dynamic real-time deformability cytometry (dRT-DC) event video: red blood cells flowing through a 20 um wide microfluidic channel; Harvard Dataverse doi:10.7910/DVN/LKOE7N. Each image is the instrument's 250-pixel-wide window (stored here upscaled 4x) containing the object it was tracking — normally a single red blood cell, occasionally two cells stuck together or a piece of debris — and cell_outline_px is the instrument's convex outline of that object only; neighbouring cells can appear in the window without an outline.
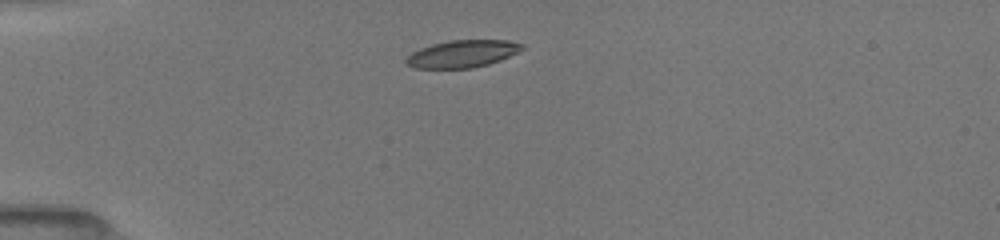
{"species": "common noctule bat (a hibernating species)", "species_latin": "Nyctalus noctula", "temperature_condition": "room temperature", "stored_images_in_passage": 12, "camera_frame_rate_fps": 3000, "um_per_image_px": 0.085, "animal": {"sex": "female", "body_mass_g": 19.5, "forearm_length_mm": 54.1}, "frame": {"image": 1, "passage_image": 1, "time_ms": 0.0, "image_size_px": [1000, 240], "cell_outline_px": [[524, 48], [500, 60], [488, 64], [472, 68], [416, 68], [408, 64], [404, 60], [412, 52], [420, 48], [432, 44], [448, 40], [508, 40], [524, 44]], "centroid_in_image_um": [39.3, 4.56], "position_along_channel_um": 45.7, "area_um2": 18.32}}
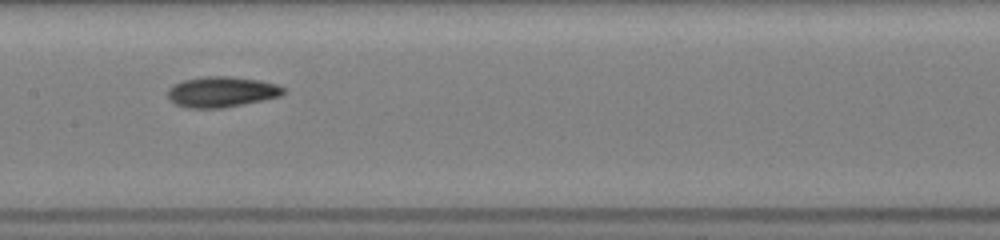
{"frame": {"image": 2, "passage_image": 5, "time_ms": 4.333, "image_size_px": [1000, 240], "cell_outline_px": [[288, 92], [280, 96], [264, 100], [220, 108], [188, 108], [176, 104], [168, 100], [168, 88], [172, 84], [180, 80], [204, 76], [228, 76], [260, 80], [276, 84], [284, 88]], "centroid_in_image_um": [18.81, 7.8], "position_along_channel_um": 188.6, "area_um2": 20.87}}
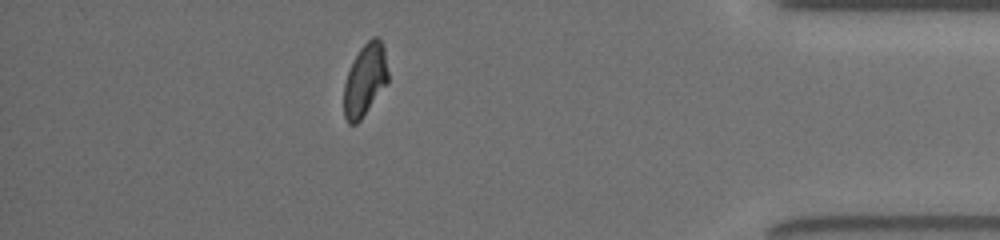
{"frame": {"image": 3, "passage_image": 11, "time_ms": 10.667, "image_size_px": [1000, 240], "cell_outline_px": [[388, 84], [360, 120], [356, 124], [348, 124], [344, 116], [344, 84], [348, 72], [360, 48], [372, 36], [376, 36], [380, 40], [384, 48], [388, 72]], "centroid_in_image_um": [31.04, 6.81], "position_along_channel_um": 404.2, "area_um2": 18.55}, "authors_computed_cell_mechanics": {"area_um2": 19.7965, "velocity_mm_per_s": 3.9843, "shape_relaxation_time_tau1_ms": 4.2044, "shape_relaxation_time_tau2_ms": 2.5798, "deformation_change_tau1": 0.1189, "deformation_change_tau2": 0.0729}}